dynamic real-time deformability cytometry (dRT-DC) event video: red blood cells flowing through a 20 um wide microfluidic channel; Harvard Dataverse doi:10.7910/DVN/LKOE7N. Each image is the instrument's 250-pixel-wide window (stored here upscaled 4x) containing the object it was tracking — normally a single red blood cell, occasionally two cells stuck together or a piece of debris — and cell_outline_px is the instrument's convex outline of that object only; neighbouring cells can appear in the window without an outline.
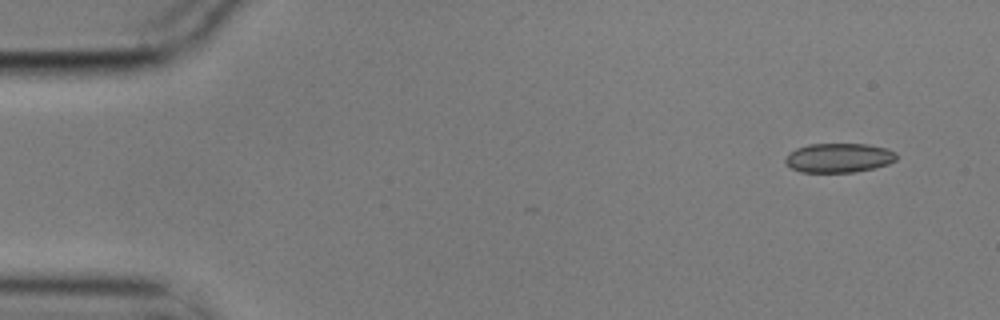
{"species": "common noctule bat (a hibernating species)", "species_latin": "Nyctalus noctula", "temperature_condition": "cold", "stored_images_in_passage": 5, "camera_frame_rate_fps": 3000, "um_per_image_px": 0.085, "animal": {"sex": "male", "body_mass_g": 17.9}, "frame": {"image": 1, "passage_image": 1, "time_ms": 0.0, "image_size_px": [1000, 320], "cell_outline_px": [[896, 160], [888, 164], [856, 172], [800, 172], [784, 164], [784, 160], [796, 148], [808, 144], [868, 144], [884, 148], [896, 152]], "centroid_in_image_um": [71.29, 13.42], "position_along_channel_um": 13.7, "area_um2": 18.9}}
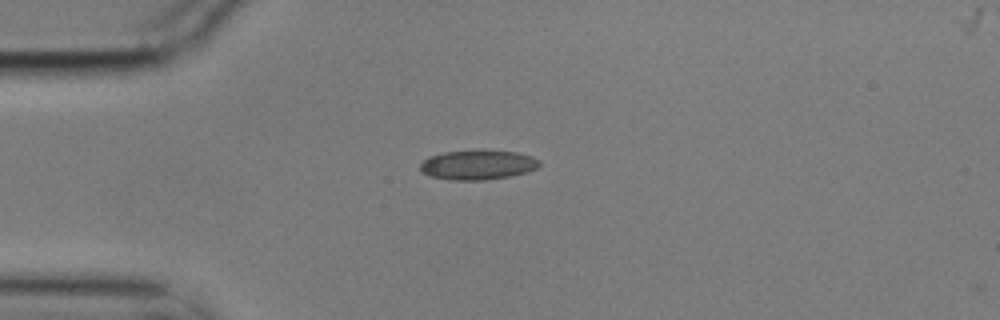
{"frame": {"image": 2, "passage_image": 4, "time_ms": 1.0, "image_size_px": [1000, 320], "cell_outline_px": [[540, 164], [536, 168], [528, 172], [508, 176], [484, 180], [452, 180], [428, 176], [420, 168], [420, 164], [428, 156], [444, 152], [516, 152], [532, 156], [540, 160]], "centroid_in_image_um": [40.6, 14.04], "position_along_channel_um": 44.4, "area_um2": 20.0}}